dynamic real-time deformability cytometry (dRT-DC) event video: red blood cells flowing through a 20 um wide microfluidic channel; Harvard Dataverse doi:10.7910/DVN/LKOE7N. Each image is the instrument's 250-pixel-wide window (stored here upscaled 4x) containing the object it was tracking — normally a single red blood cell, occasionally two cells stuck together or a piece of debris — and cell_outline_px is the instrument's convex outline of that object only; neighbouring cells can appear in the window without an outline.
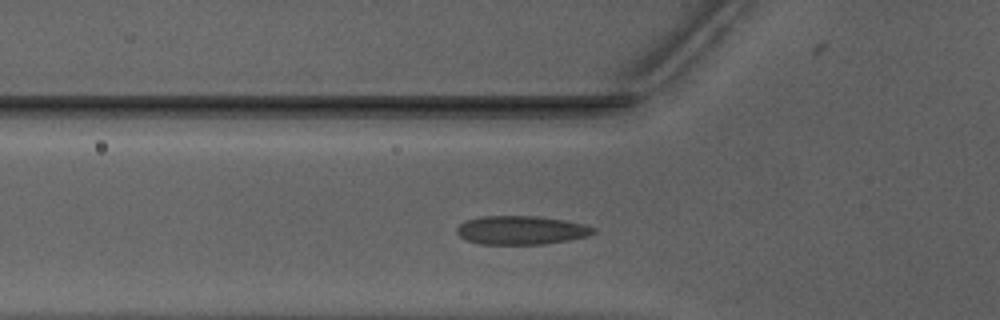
{"species": "Egyptian fruit bat (a non-hibernating species)", "species_latin": "Rousettus aegyptiacus", "temperature_condition": "warm", "stored_images_in_passage": 41, "camera_frame_rate_fps": 3000, "um_per_image_px": 0.085, "animal": {"sex": "male"}, "frame": {"image": 1, "passage_image": 11, "time_ms": 3.333, "image_size_px": [1000, 320], "cell_outline_px": [[596, 232], [588, 236], [568, 240], [544, 244], [480, 244], [468, 240], [460, 236], [456, 232], [456, 228], [460, 224], [468, 220], [480, 216], [536, 216], [564, 220], [588, 224], [596, 228]], "centroid_in_image_um": [44.35, 19.56], "position_along_channel_um": 81.5, "area_um2": 22.89}}
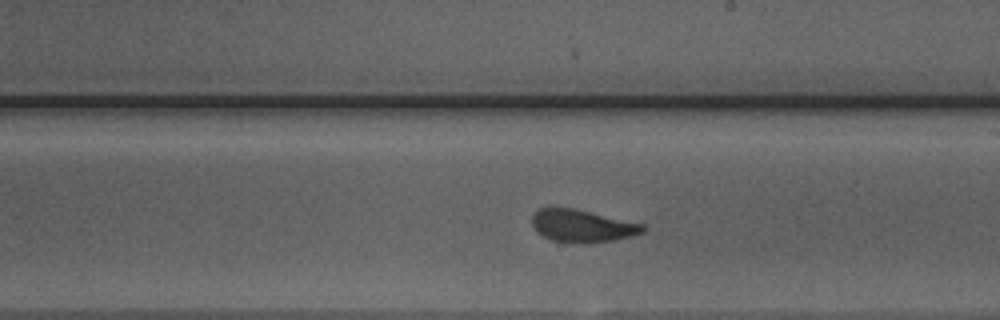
{"frame": {"image": 2, "passage_image": 23, "time_ms": 7.333, "image_size_px": [1000, 320], "cell_outline_px": [[644, 232], [632, 236], [612, 240], [588, 244], [584, 244], [552, 240], [536, 232], [532, 224], [532, 216], [540, 208], [572, 208], [644, 224]], "centroid_in_image_um": [49.48, 19.22], "position_along_channel_um": 239.5, "area_um2": 20.81}}
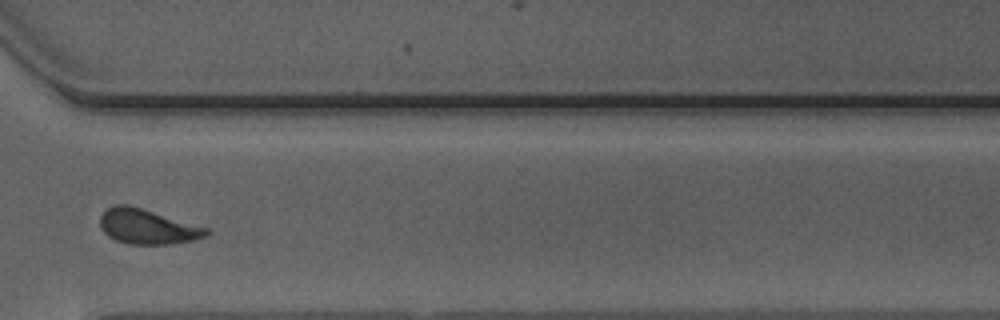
{"frame": {"image": 3, "passage_image": 32, "time_ms": 10.333, "image_size_px": [1000, 320], "cell_outline_px": [[212, 232], [204, 236], [192, 240], [172, 244], [128, 244], [116, 240], [108, 236], [100, 228], [100, 216], [108, 208], [116, 204], [128, 204], [208, 228]], "centroid_in_image_um": [12.51, 19.26], "position_along_channel_um": 358.1, "area_um2": 21.5}, "authors_computed_cell_mechanics": {"area_um2": 21.675, "velocity_mm_per_s": 3.9359, "shape_relaxation_time_tau1_ms": 2.8662, "shape_relaxation_time_tau2_ms": 0.9072, "deformation_change_tau1": 0.1222, "deformation_change_tau2": 0.0525}}